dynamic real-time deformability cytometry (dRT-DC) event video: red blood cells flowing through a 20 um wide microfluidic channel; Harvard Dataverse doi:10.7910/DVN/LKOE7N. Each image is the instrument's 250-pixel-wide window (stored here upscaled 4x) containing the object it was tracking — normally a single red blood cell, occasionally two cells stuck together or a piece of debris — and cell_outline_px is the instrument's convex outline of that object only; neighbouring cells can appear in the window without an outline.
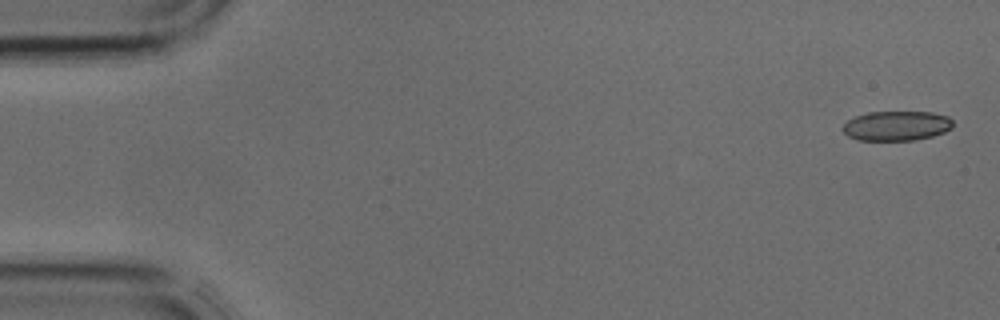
{"species": "common noctule bat (a hibernating species)", "species_latin": "Nyctalus noctula", "temperature_condition": "cold", "stored_images_in_passage": 5, "camera_frame_rate_fps": 3000, "um_per_image_px": 0.085, "animal": {"sex": "male", "body_mass_g": 17.9, "forearm_length_mm": 54.2}, "frame": {"image": 1, "passage_image": 1, "time_ms": 0.0, "image_size_px": [1000, 320], "cell_outline_px": [[952, 128], [944, 132], [932, 136], [912, 140], [856, 140], [848, 136], [840, 128], [848, 120], [856, 116], [868, 112], [932, 112], [948, 116], [952, 120]], "centroid_in_image_um": [76.19, 10.69], "position_along_channel_um": 8.8, "area_um2": 19.07}}
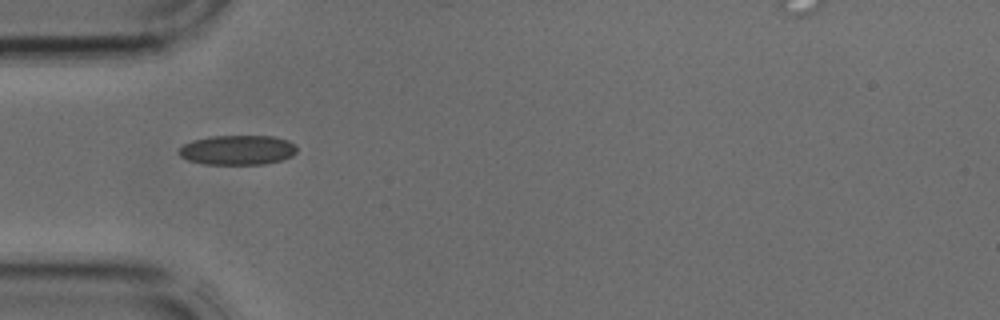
{"frame": {"image": 2, "passage_image": 4, "time_ms": 1.0, "image_size_px": [1000, 320], "cell_outline_px": [[296, 152], [292, 156], [280, 160], [264, 164], [204, 164], [188, 160], [180, 156], [180, 148], [184, 144], [192, 140], [212, 136], [272, 136], [288, 140], [296, 144]], "centroid_in_image_um": [20.21, 12.75], "position_along_channel_um": 64.8, "area_um2": 20.35}}